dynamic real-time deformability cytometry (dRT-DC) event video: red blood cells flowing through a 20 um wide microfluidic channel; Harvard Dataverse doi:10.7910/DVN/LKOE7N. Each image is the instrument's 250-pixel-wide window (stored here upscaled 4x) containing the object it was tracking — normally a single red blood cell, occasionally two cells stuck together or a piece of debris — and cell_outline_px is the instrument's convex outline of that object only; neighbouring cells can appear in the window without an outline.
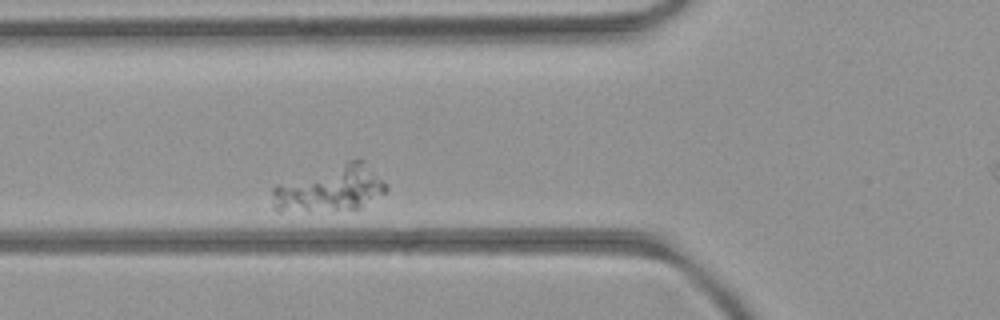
{"species": "common noctule bat (a hibernating species)", "species_latin": "Nyctalus noctula", "temperature_condition": "room temperature", "stored_images_in_passage": 4, "camera_frame_rate_fps": 3000, "um_per_image_px": 0.085, "animal": {"sex": "female", "body_mass_g": 21.9}, "frame": {"image": 1, "passage_image": 3, "time_ms": 2.333, "image_size_px": [1000, 320], "cell_outline_px": [[388, 188], [384, 192], [360, 208], [308, 212], [276, 212], [272, 208], [272, 188], [276, 184], [348, 160], [364, 160], [388, 184]], "centroid_in_image_um": [28.02, 16.06], "position_along_channel_um": 97.8, "area_um2": 30.98}}